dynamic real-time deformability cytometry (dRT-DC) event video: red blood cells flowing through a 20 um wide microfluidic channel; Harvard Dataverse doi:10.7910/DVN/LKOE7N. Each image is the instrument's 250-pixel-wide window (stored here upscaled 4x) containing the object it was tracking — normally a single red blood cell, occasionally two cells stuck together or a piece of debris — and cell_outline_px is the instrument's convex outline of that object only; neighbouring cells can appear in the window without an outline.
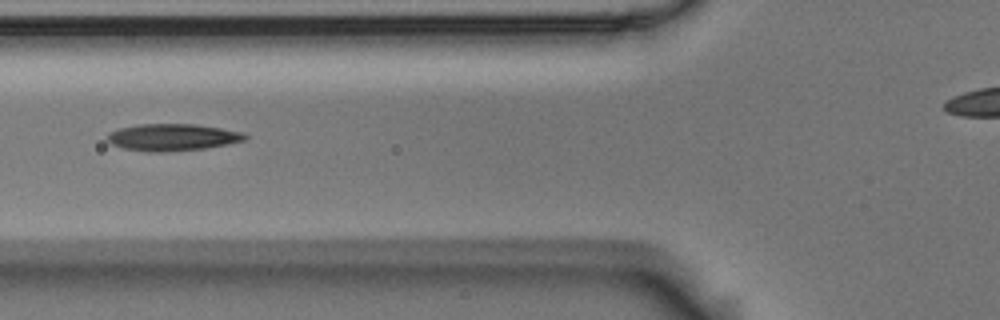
{"species": "Egyptian fruit bat (a non-hibernating species)", "species_latin": "Rousettus aegyptiacus", "temperature_condition": "room temperature", "stored_images_in_passage": 6, "camera_frame_rate_fps": 3000, "um_per_image_px": 0.085, "animal": {"sex": "male"}, "frame": {"image": 1, "passage_image": 4, "time_ms": 1.0, "image_size_px": [1000, 320], "cell_outline_px": [[248, 140], [228, 144], [204, 148], [164, 152], [148, 152], [124, 148], [112, 144], [104, 140], [112, 132], [120, 128], [140, 124], [196, 124], [244, 132], [248, 136]], "centroid_in_image_um": [14.7, 11.67], "position_along_channel_um": 111.1, "area_um2": 21.62}}
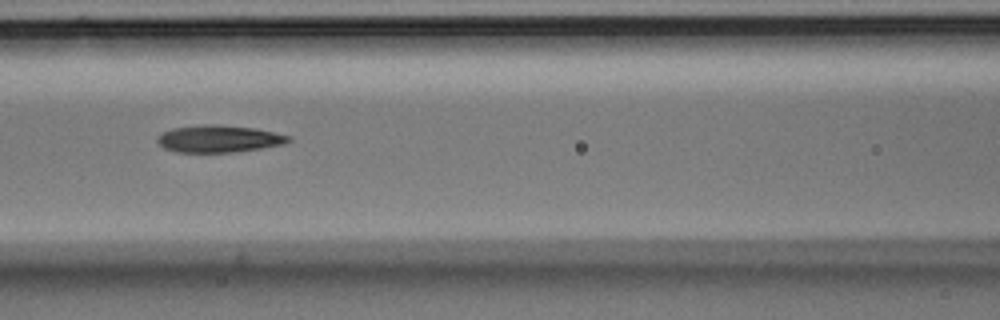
{"frame": {"image": 2, "passage_image": 5, "time_ms": 1.333, "image_size_px": [1000, 320], "cell_outline_px": [[292, 140], [280, 144], [260, 148], [232, 152], [176, 152], [164, 148], [156, 140], [164, 132], [172, 128], [200, 124], [216, 124], [256, 128], [292, 136]], "centroid_in_image_um": [18.6, 11.78], "position_along_channel_um": 148.0, "area_um2": 20.63}}
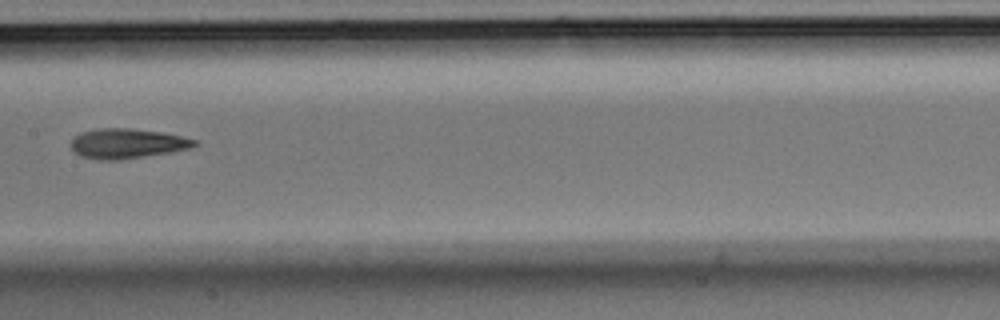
{"frame": {"image": 3, "passage_image": 6, "time_ms": 1.667, "image_size_px": [1000, 320], "cell_outline_px": [[200, 144], [188, 148], [168, 152], [120, 160], [100, 160], [80, 156], [68, 144], [72, 136], [80, 132], [96, 128], [128, 128], [160, 132], [180, 136], [196, 140]], "centroid_in_image_um": [10.72, 12.19], "position_along_channel_um": 196.7, "area_um2": 21.5}}